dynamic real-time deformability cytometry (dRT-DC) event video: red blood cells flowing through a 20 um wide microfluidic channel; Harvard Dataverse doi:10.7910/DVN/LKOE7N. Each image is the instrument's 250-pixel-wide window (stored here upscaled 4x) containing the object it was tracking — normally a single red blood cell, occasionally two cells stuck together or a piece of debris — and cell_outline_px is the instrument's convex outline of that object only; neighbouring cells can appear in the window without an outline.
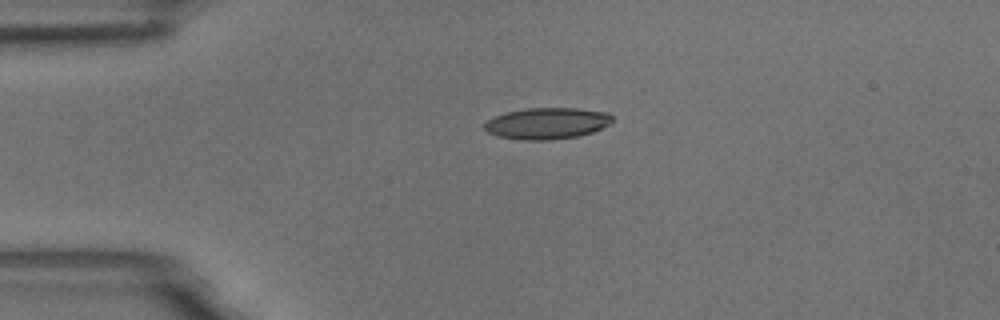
{"species": "common noctule bat (a hibernating species)", "species_latin": "Nyctalus noctula", "temperature_condition": "room temperature", "stored_images_in_passage": 1, "camera_frame_rate_fps": 3000, "um_per_image_px": 0.085, "animal": {"sex": "male", "body_mass_g": 18.8}, "frame": {"image": 1, "passage_image": 1, "time_ms": 0.0, "image_size_px": [1000, 320], "cell_outline_px": [[612, 120], [608, 124], [592, 132], [576, 136], [548, 140], [520, 140], [500, 136], [488, 132], [484, 128], [484, 124], [488, 120], [496, 116], [508, 112], [524, 108], [576, 108], [608, 112], [612, 116]], "centroid_in_image_um": [46.49, 10.48], "position_along_channel_um": 38.5, "area_um2": 23.12}}